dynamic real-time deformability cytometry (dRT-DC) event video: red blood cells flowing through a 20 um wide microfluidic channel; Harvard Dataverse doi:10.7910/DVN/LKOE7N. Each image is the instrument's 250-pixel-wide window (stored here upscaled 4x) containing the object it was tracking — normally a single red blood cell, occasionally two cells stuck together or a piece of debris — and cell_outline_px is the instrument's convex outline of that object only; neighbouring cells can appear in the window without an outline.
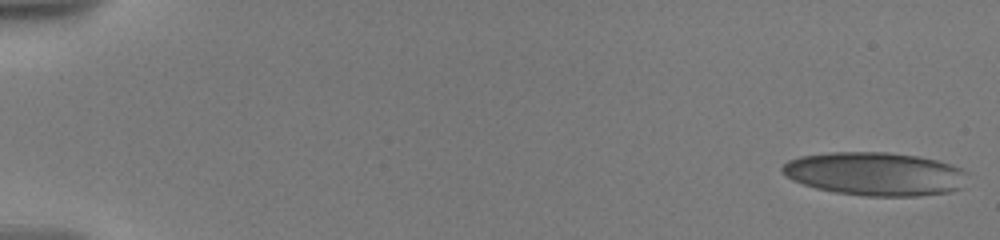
{"species": "human", "species_latin": "Homo sapiens", "temperature_condition": "warm", "stored_images_in_passage": 32, "camera_frame_rate_fps": 3000, "um_per_image_px": 0.085, "donor": {"sex": "male"}, "frame": {"image": 1, "passage_image": 1, "time_ms": 0.0, "image_size_px": [1000, 240], "cell_outline_px": [[968, 172], [964, 188], [952, 192], [920, 196], [864, 196], [836, 192], [816, 188], [792, 180], [784, 176], [780, 168], [788, 160], [800, 156], [828, 152], [888, 152], [920, 156], [952, 164]], "centroid_in_image_um": [74.42, 14.78], "position_along_channel_um": 10.6, "area_um2": 47.45}}
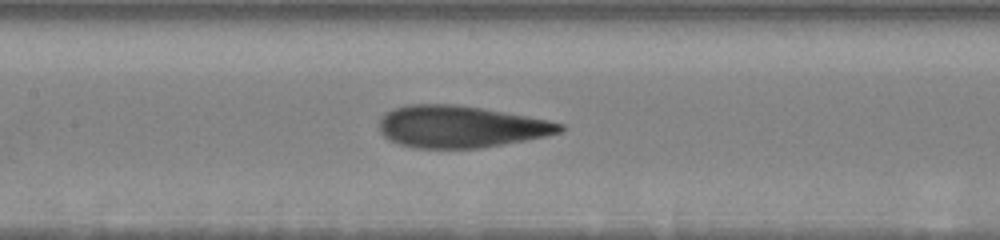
{"frame": {"image": 2, "passage_image": 19, "time_ms": 9.333, "image_size_px": [1000, 240], "cell_outline_px": [[564, 128], [560, 132], [544, 136], [504, 144], [480, 148], [420, 148], [400, 144], [384, 136], [380, 132], [380, 120], [392, 108], [408, 104], [456, 104], [480, 108], [548, 120], [564, 124]], "centroid_in_image_um": [39.14, 10.76], "position_along_channel_um": 168.3, "area_um2": 43.64}}
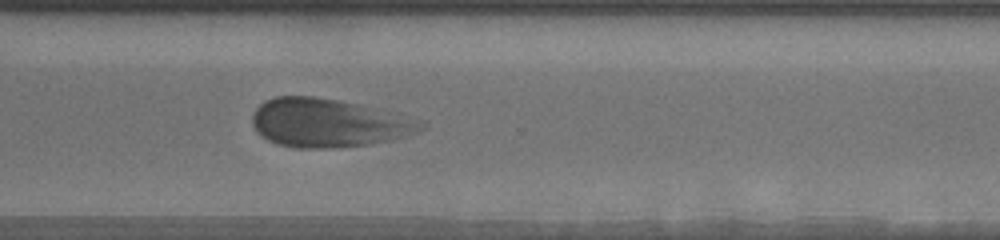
{"frame": {"image": 3, "passage_image": 32, "time_ms": 14.333, "image_size_px": [1000, 240], "cell_outline_px": [[428, 128], [420, 132], [372, 144], [328, 148], [296, 148], [280, 144], [268, 140], [256, 132], [252, 124], [252, 116], [256, 108], [264, 100], [276, 96], [312, 96], [340, 100], [360, 104], [420, 120], [428, 124]], "centroid_in_image_um": [27.91, 10.44], "position_along_channel_um": 342.7, "area_um2": 47.8}}